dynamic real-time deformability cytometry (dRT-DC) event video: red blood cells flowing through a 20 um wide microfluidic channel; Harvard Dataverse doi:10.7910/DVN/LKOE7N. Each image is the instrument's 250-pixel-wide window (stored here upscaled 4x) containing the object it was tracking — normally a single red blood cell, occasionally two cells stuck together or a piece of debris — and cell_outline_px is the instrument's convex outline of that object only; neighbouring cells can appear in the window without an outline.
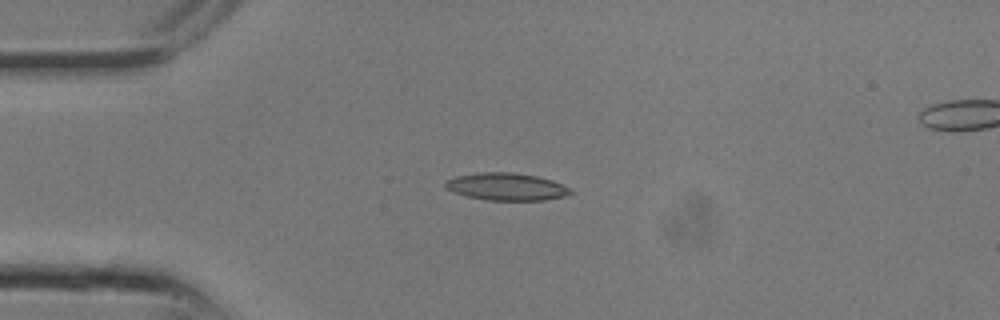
{"species": "common noctule bat (a hibernating species)", "species_latin": "Nyctalus noctula", "temperature_condition": "room temperature", "stored_images_in_passage": 8, "camera_frame_rate_fps": 3000, "um_per_image_px": 0.085, "animal": {"sex": "male", "body_mass_g": 13.3}, "frame": {"image": 1, "passage_image": 5, "time_ms": 1.333, "image_size_px": [1000, 320], "cell_outline_px": [[572, 192], [564, 196], [544, 200], [488, 200], [468, 196], [456, 192], [448, 188], [444, 184], [444, 180], [456, 176], [480, 172], [512, 172], [536, 176], [552, 180], [572, 188]], "centroid_in_image_um": [43.07, 15.86], "position_along_channel_um": 41.9, "area_um2": 19.83}}
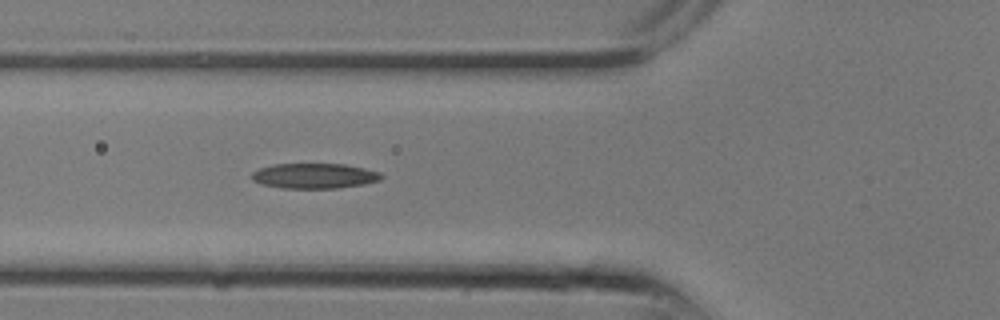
{"frame": {"image": 2, "passage_image": 8, "time_ms": 2.333, "image_size_px": [1000, 320], "cell_outline_px": [[384, 176], [380, 180], [364, 184], [336, 188], [280, 188], [260, 184], [252, 180], [252, 172], [260, 168], [272, 164], [344, 164], [364, 168], [380, 172]], "centroid_in_image_um": [26.71, 14.95], "position_along_channel_um": 99.1, "area_um2": 19.07}}